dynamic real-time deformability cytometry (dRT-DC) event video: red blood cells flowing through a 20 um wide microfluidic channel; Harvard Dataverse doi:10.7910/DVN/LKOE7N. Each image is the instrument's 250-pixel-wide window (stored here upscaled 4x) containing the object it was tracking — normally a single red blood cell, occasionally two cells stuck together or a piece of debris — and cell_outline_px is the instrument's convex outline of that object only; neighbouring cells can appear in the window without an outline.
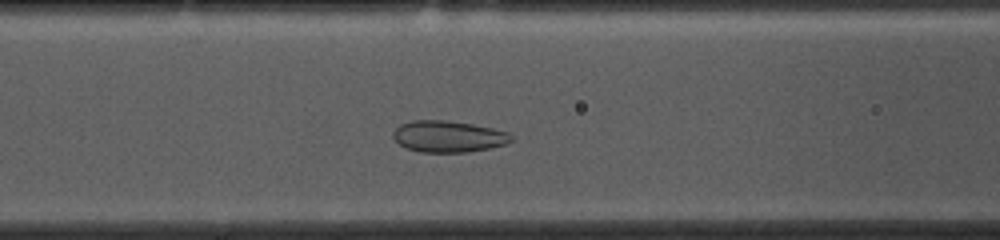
{"species": "common noctule bat (a hibernating species)", "species_latin": "Nyctalus noctula", "temperature_condition": "cold", "stored_images_in_passage": 39, "camera_frame_rate_fps": 3000, "um_per_image_px": 0.085, "animal": {"sex": "female", "body_mass_g": 10.0, "forearm_length_mm": 53.1}, "frame": {"image": 1, "passage_image": 15, "time_ms": 4.667, "image_size_px": [1000, 240], "cell_outline_px": [[512, 140], [504, 144], [492, 148], [468, 152], [420, 152], [404, 148], [392, 136], [392, 132], [400, 124], [412, 120], [444, 120], [472, 124], [492, 128], [508, 132], [512, 136]], "centroid_in_image_um": [38.08, 11.6], "position_along_channel_um": 128.5, "area_um2": 21.73}}
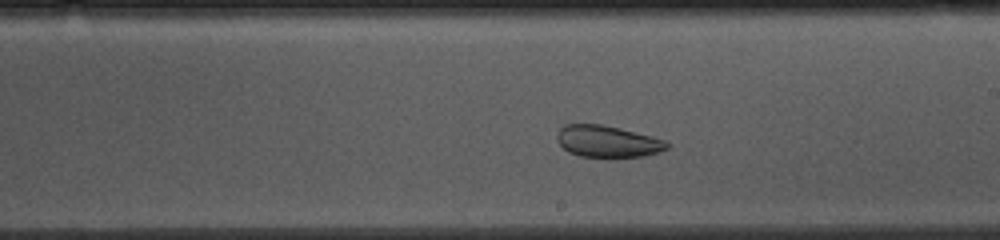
{"frame": {"image": 2, "passage_image": 24, "time_ms": 7.667, "image_size_px": [1000, 240], "cell_outline_px": [[668, 148], [660, 152], [644, 156], [580, 156], [568, 152], [556, 140], [556, 136], [560, 128], [564, 124], [600, 124], [620, 128], [652, 136], [664, 140], [668, 144]], "centroid_in_image_um": [51.62, 12.0], "position_along_channel_um": 237.4, "area_um2": 20.11}}
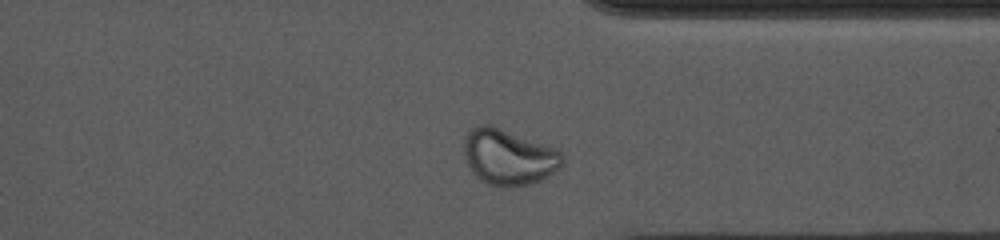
{"frame": {"image": 3, "passage_image": 35, "time_ms": 11.333, "image_size_px": [1000, 240], "cell_outline_px": [[564, 160], [548, 176], [532, 184], [508, 188], [504, 188], [488, 184], [480, 180], [472, 172], [464, 156], [464, 140], [468, 132], [476, 124], [488, 124], [500, 128], [556, 148], [564, 156]], "centroid_in_image_um": [43.2, 13.36], "position_along_channel_um": 368.2, "area_um2": 31.96}, "authors_computed_cell_mechanics": {"area_um2": 24.3916, "velocity_mm_per_s": 3.6407, "shape_relaxation_time_tau1_ms": null, "shape_relaxation_time_tau2_ms": 1.1002, "deformation_change_tau1": null, "deformation_change_tau2": 0.0605}}